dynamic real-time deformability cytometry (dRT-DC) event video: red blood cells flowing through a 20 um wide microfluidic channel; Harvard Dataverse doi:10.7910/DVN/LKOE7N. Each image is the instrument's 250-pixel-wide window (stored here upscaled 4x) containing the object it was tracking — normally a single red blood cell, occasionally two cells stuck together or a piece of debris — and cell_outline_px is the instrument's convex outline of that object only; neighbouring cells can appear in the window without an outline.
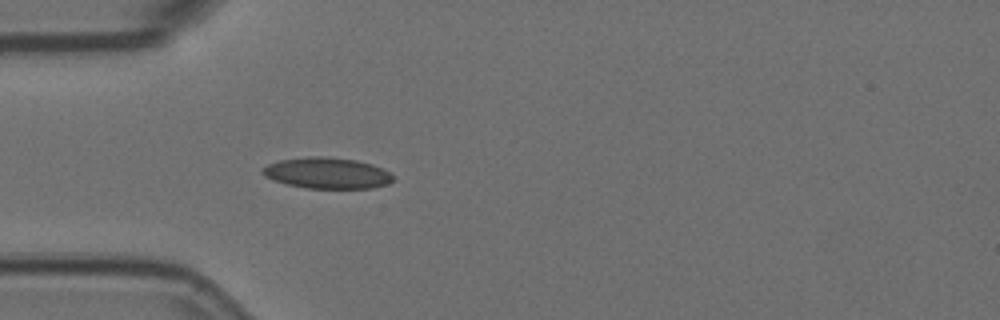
{"species": "Egyptian fruit bat (a non-hibernating species)", "species_latin": "Rousettus aegyptiacus", "temperature_condition": "room temperature", "stored_images_in_passage": 3, "camera_frame_rate_fps": 3000, "um_per_image_px": 0.085, "animal": {"sex": "female"}, "frame": {"image": 1, "passage_image": 3, "time_ms": 0.667, "image_size_px": [1000, 320], "cell_outline_px": [[392, 180], [388, 184], [372, 188], [304, 188], [272, 180], [264, 176], [260, 172], [260, 168], [268, 164], [280, 160], [308, 156], [324, 156], [356, 160], [372, 164], [388, 172], [392, 176]], "centroid_in_image_um": [27.74, 14.71], "position_along_channel_um": 57.3, "area_um2": 23.64}}